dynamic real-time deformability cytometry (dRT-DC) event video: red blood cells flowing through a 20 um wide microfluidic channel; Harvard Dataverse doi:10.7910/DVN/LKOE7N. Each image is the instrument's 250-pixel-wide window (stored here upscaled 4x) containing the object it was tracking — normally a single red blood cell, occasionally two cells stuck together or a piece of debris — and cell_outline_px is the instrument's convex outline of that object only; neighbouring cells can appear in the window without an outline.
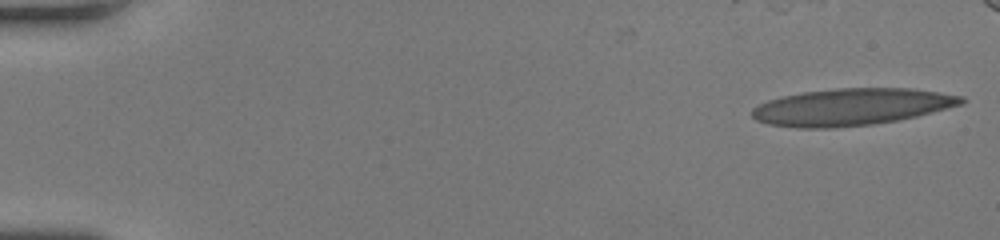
{"species": "human", "species_latin": "Homo sapiens", "temperature_condition": "room temperature", "stored_images_in_passage": 42, "camera_frame_rate_fps": 3000, "um_per_image_px": 0.085, "donor": {"sex": "female"}, "frame": {"image": 1, "passage_image": 1, "time_ms": 0.0, "image_size_px": [1000, 240], "cell_outline_px": [[968, 100], [964, 104], [916, 116], [896, 120], [872, 124], [832, 128], [796, 128], [768, 124], [756, 120], [752, 116], [752, 108], [768, 100], [784, 96], [804, 92], [836, 88], [912, 88], [964, 96]], "centroid_in_image_um": [72.4, 9.09], "position_along_channel_um": 12.6, "area_um2": 45.03}}
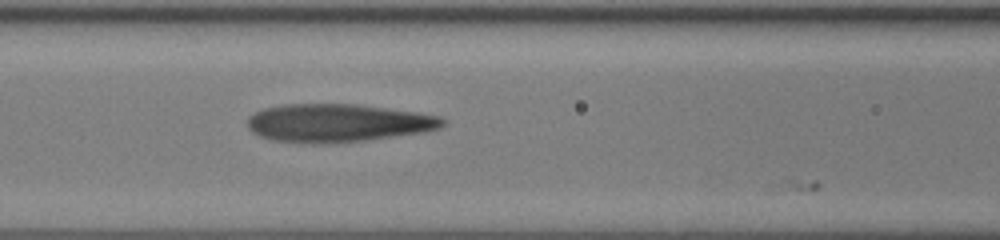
{"frame": {"image": 2, "passage_image": 21, "time_ms": 6.667, "image_size_px": [1000, 240], "cell_outline_px": [[444, 124], [440, 128], [424, 132], [364, 140], [312, 144], [272, 140], [260, 136], [252, 132], [248, 128], [248, 116], [264, 108], [284, 104], [356, 104], [416, 112], [440, 116], [444, 120]], "centroid_in_image_um": [28.68, 10.45], "position_along_channel_um": 137.9, "area_um2": 43.12}}
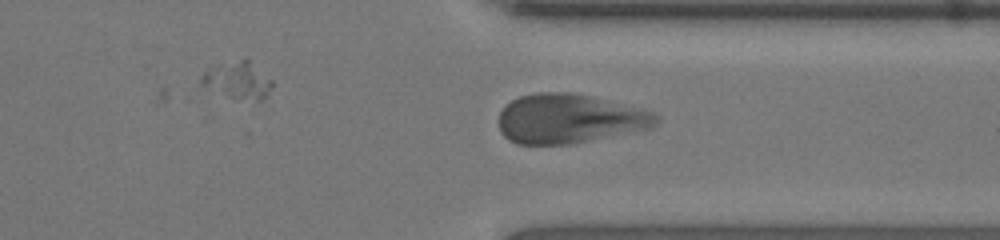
{"frame": {"image": 3, "passage_image": 37, "time_ms": 12.0, "image_size_px": [1000, 240], "cell_outline_px": [[660, 116], [656, 124], [652, 128], [572, 144], [516, 144], [508, 140], [500, 132], [500, 112], [504, 104], [520, 96], [536, 92], [572, 92], [592, 96], [652, 112]], "centroid_in_image_um": [48.37, 10.09], "position_along_channel_um": 363.0, "area_um2": 45.32}}